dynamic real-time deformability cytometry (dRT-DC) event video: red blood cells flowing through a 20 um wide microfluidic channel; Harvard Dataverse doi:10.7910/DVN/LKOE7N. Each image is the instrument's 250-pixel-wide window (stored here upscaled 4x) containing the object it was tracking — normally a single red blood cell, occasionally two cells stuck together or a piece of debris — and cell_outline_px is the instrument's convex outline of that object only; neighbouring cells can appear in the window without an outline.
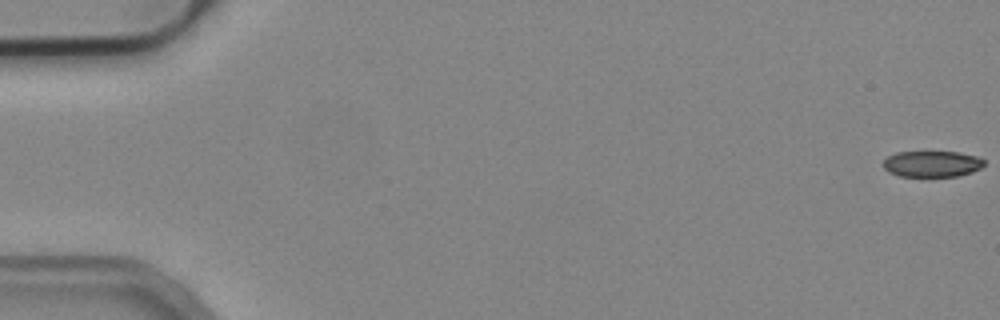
{"species": "common noctule bat (a hibernating species)", "species_latin": "Nyctalus noctula", "temperature_condition": "cold", "stored_images_in_passage": 8, "camera_frame_rate_fps": 3000, "um_per_image_px": 0.085, "animal": {"sex": "male", "body_mass_g": 19.2, "forearm_length_mm": 51.8}, "frame": {"image": 1, "passage_image": 1, "time_ms": 0.0, "image_size_px": [1000, 320], "cell_outline_px": [[984, 164], [980, 168], [972, 172], [956, 176], [900, 176], [888, 172], [884, 168], [884, 160], [888, 156], [896, 152], [956, 152], [976, 156], [984, 160]], "centroid_in_image_um": [79.2, 13.93], "position_along_channel_um": 5.8, "area_um2": 15.2}}